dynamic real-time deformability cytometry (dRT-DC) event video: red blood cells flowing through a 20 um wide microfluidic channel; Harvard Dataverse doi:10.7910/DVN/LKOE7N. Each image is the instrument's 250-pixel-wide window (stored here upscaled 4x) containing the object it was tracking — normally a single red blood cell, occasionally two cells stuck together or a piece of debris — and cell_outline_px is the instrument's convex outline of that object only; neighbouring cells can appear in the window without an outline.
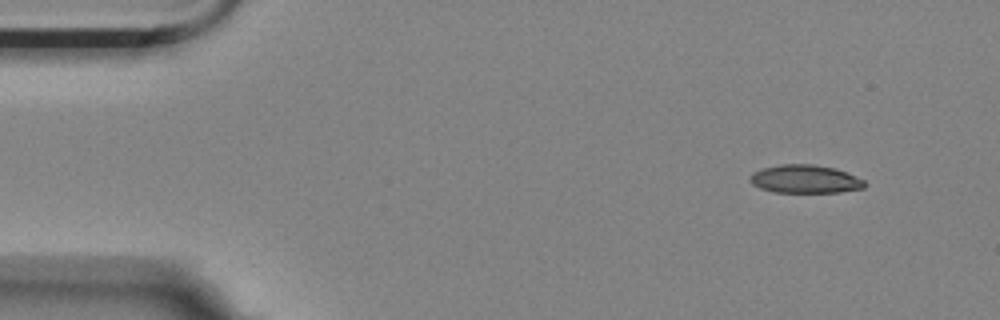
{"species": "Egyptian fruit bat (a non-hibernating species)", "species_latin": "Rousettus aegyptiacus", "temperature_condition": "room temperature", "stored_images_in_passage": 52, "camera_frame_rate_fps": 3000, "um_per_image_px": 0.085, "animal": {"sex": "female"}, "frame": {"image": 1, "passage_image": 1, "time_ms": 0.0, "image_size_px": [1000, 320], "cell_outline_px": [[864, 188], [840, 192], [772, 192], [760, 188], [752, 184], [748, 180], [748, 176], [752, 172], [760, 168], [780, 164], [812, 164], [836, 168], [864, 180]], "centroid_in_image_um": [68.36, 15.21], "position_along_channel_um": 16.6, "area_um2": 19.02}}
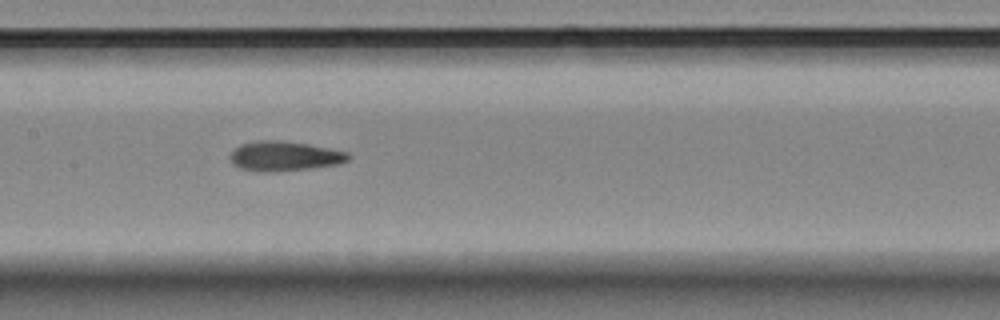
{"frame": {"image": 2, "passage_image": 23, "time_ms": 7.333, "image_size_px": [1000, 320], "cell_outline_px": [[352, 156], [348, 160], [336, 164], [308, 168], [264, 172], [240, 168], [232, 164], [228, 156], [240, 144], [256, 140], [280, 140], [308, 144], [332, 148], [348, 152]], "centroid_in_image_um": [24.16, 13.25], "position_along_channel_um": 183.2, "area_um2": 20.4}}
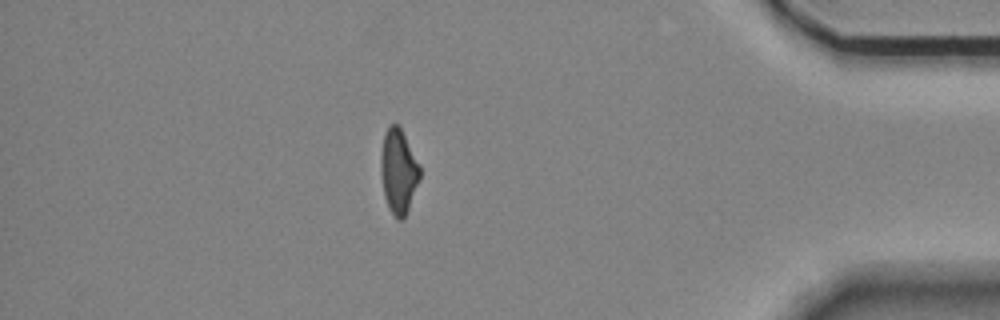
{"frame": {"image": 3, "passage_image": 45, "time_ms": 14.667, "image_size_px": [1000, 320], "cell_outline_px": [[420, 180], [408, 208], [404, 216], [400, 220], [396, 220], [388, 208], [384, 196], [380, 172], [380, 160], [384, 132], [388, 124], [396, 124], [400, 128], [420, 168]], "centroid_in_image_um": [33.84, 14.58], "position_along_channel_um": 401.4, "area_um2": 19.02}, "authors_computed_cell_mechanics": {"area_um2": 19.8254, "velocity_mm_per_s": 3.5283, "shape_relaxation_time_tau1_ms": 10.1285, "shape_relaxation_time_tau2_ms": 2.8433, "deformation_change_tau1": 0.2301, "deformation_change_tau2": 0.1008}}